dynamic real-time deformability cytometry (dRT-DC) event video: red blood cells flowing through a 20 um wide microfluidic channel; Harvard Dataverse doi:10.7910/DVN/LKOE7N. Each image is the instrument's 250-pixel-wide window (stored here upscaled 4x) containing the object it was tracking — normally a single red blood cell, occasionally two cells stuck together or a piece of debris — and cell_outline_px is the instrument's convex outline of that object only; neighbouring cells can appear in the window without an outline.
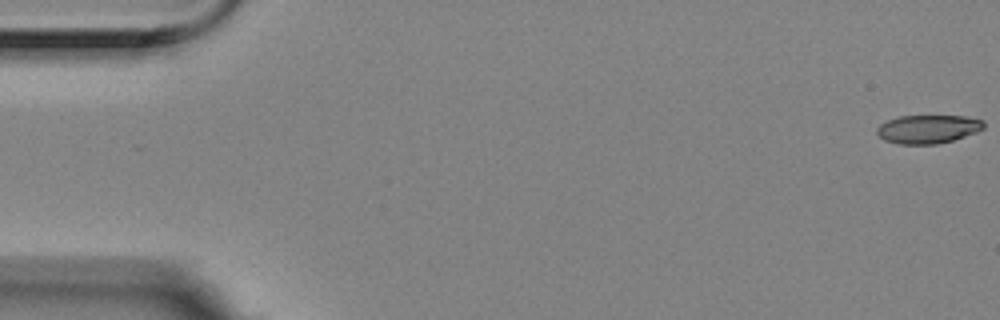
{"species": "Egyptian fruit bat (a non-hibernating species)", "species_latin": "Rousettus aegyptiacus", "temperature_condition": "room temperature", "stored_images_in_passage": 8, "camera_frame_rate_fps": 3000, "um_per_image_px": 0.085, "animal": {"sex": "female"}, "frame": {"image": 1, "passage_image": 1, "time_ms": 0.0, "image_size_px": [1000, 320], "cell_outline_px": [[984, 128], [976, 132], [952, 140], [936, 144], [900, 144], [884, 140], [876, 132], [876, 128], [880, 124], [888, 120], [900, 116], [964, 116], [984, 120]], "centroid_in_image_um": [78.87, 10.97], "position_along_channel_um": 6.1, "area_um2": 17.63}}
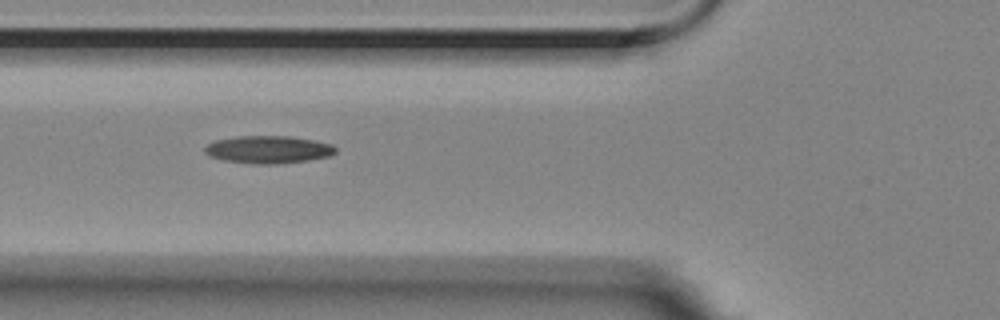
{"frame": {"image": 2, "passage_image": 7, "time_ms": 2.0, "image_size_px": [1000, 320], "cell_outline_px": [[336, 152], [332, 156], [308, 160], [276, 164], [252, 164], [224, 160], [208, 156], [204, 152], [204, 148], [208, 144], [216, 140], [236, 136], [292, 136], [316, 140], [332, 144], [336, 148]], "centroid_in_image_um": [22.83, 12.71], "position_along_channel_um": 103.0, "area_um2": 21.27}}
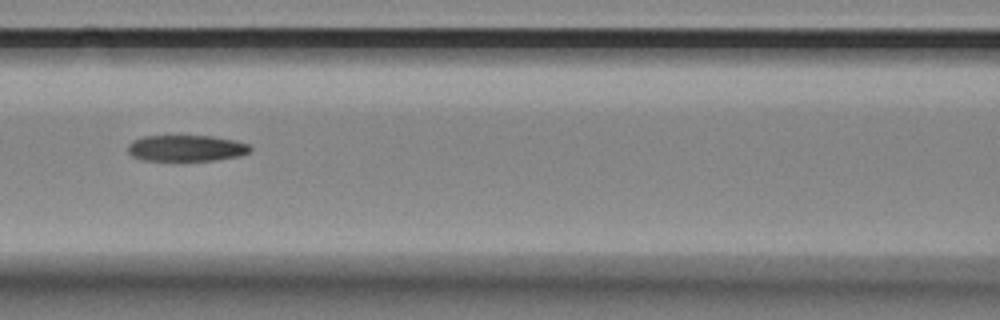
{"frame": {"image": 3, "passage_image": 8, "time_ms": 2.333, "image_size_px": [1000, 320], "cell_outline_px": [[252, 148], [248, 152], [236, 156], [216, 160], [144, 160], [132, 156], [128, 152], [128, 144], [132, 140], [144, 136], [212, 136], [232, 140], [248, 144]], "centroid_in_image_um": [15.78, 12.59], "position_along_channel_um": 150.8, "area_um2": 18.44}}